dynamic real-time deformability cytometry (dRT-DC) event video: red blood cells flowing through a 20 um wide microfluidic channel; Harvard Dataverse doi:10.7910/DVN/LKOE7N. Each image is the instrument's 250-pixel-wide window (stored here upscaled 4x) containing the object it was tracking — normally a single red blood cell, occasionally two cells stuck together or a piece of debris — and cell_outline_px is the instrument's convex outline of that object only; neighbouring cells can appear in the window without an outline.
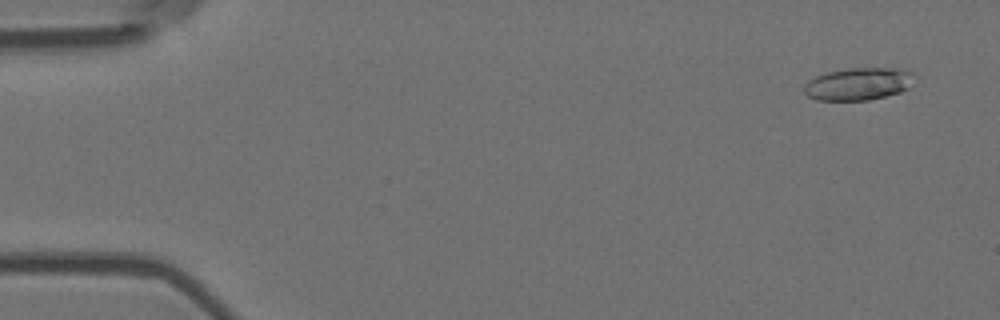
{"species": "Egyptian fruit bat (a non-hibernating species)", "species_latin": "Rousettus aegyptiacus", "temperature_condition": "room temperature", "stored_images_in_passage": 19, "camera_frame_rate_fps": 3000, "um_per_image_px": 0.085, "animal": {"sex": "female"}, "frame": {"image": 1, "passage_image": 4, "time_ms": 1.0, "image_size_px": [1000, 320], "cell_outline_px": [[916, 76], [908, 88], [900, 92], [868, 100], [816, 100], [808, 96], [804, 92], [804, 84], [808, 80], [816, 76], [828, 72], [848, 68], [900, 68], [916, 72]], "centroid_in_image_um": [72.99, 7.12], "position_along_channel_um": 12.0, "area_um2": 21.04}}
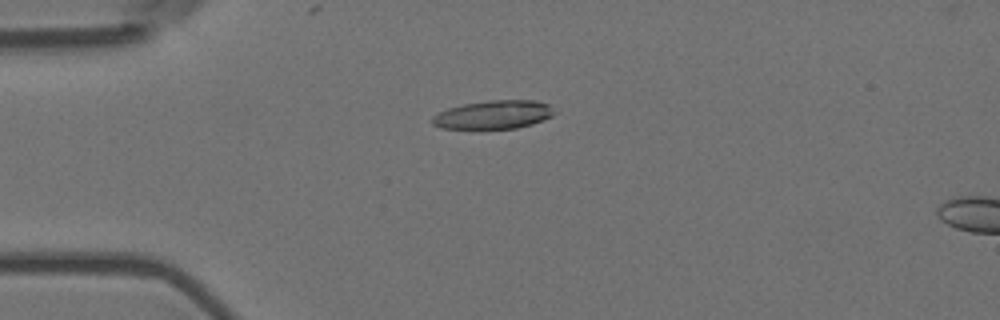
{"frame": {"image": 2, "passage_image": 15, "time_ms": 4.667, "image_size_px": [1000, 320], "cell_outline_px": [[556, 112], [552, 116], [544, 120], [532, 124], [516, 128], [440, 128], [432, 124], [432, 116], [448, 108], [464, 104], [488, 100], [536, 100], [548, 104]], "centroid_in_image_um": [41.97, 9.74], "position_along_channel_um": 43.0, "area_um2": 20.17}}